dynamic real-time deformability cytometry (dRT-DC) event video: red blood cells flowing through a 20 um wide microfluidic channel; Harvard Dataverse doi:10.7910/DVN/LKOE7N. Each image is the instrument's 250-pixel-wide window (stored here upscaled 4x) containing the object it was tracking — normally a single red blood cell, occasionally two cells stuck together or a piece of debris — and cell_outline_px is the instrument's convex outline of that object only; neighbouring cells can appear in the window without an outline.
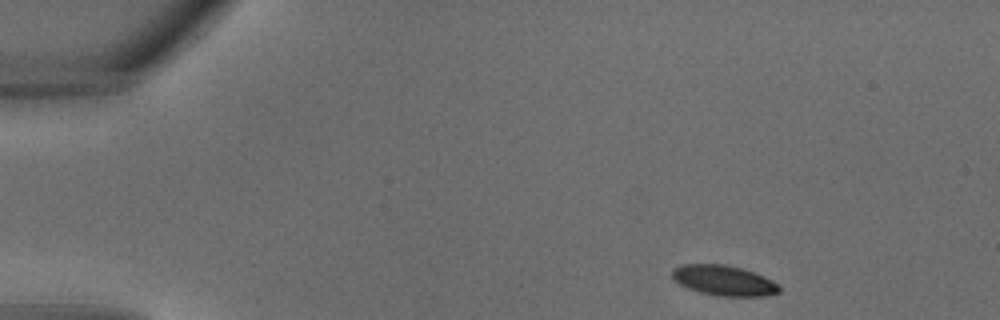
{"species": "common noctule bat (a hibernating species)", "species_latin": "Nyctalus noctula", "temperature_condition": "warm", "stored_images_in_passage": 30, "camera_frame_rate_fps": 3000, "um_per_image_px": 0.085, "animal": {"sex": "male", "body_mass_g": 18.8}, "frame": {"image": 1, "passage_image": 1, "time_ms": 0.0, "image_size_px": [1000, 320], "cell_outline_px": [[780, 292], [764, 296], [720, 296], [700, 292], [688, 288], [672, 280], [672, 268], [684, 264], [724, 264], [740, 268], [764, 276], [772, 280], [780, 288]], "centroid_in_image_um": [61.49, 23.84], "position_along_channel_um": 23.5, "area_um2": 18.79}}
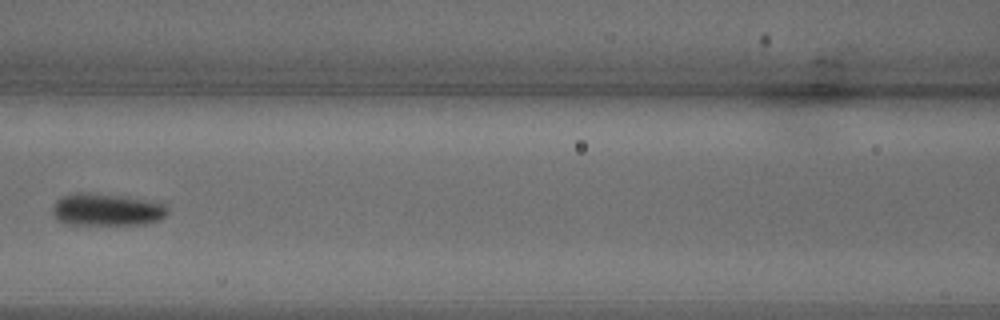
{"frame": {"image": 2, "passage_image": 12, "time_ms": 3.667, "image_size_px": [1000, 320], "cell_outline_px": [[168, 212], [160, 220], [144, 224], [68, 224], [56, 220], [52, 212], [52, 204], [60, 196], [76, 192], [88, 192], [120, 196], [144, 200], [164, 204], [168, 208]], "centroid_in_image_um": [9.0, 17.81], "position_along_channel_um": 157.6, "area_um2": 21.68}}
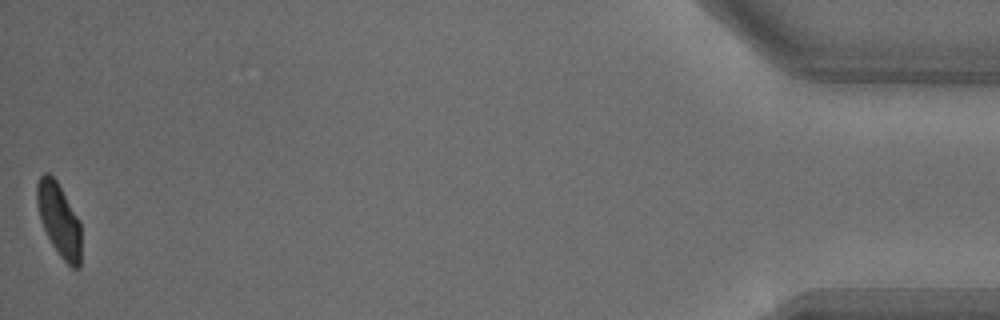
{"frame": {"image": 3, "passage_image": 30, "time_ms": 9.667, "image_size_px": [1000, 320], "cell_outline_px": [[80, 268], [72, 268], [60, 256], [52, 244], [44, 228], [36, 204], [36, 184], [40, 176], [44, 172], [48, 172], [56, 180], [80, 220]], "centroid_in_image_um": [5.01, 18.66], "position_along_channel_um": 430.2, "area_um2": 18.73}}